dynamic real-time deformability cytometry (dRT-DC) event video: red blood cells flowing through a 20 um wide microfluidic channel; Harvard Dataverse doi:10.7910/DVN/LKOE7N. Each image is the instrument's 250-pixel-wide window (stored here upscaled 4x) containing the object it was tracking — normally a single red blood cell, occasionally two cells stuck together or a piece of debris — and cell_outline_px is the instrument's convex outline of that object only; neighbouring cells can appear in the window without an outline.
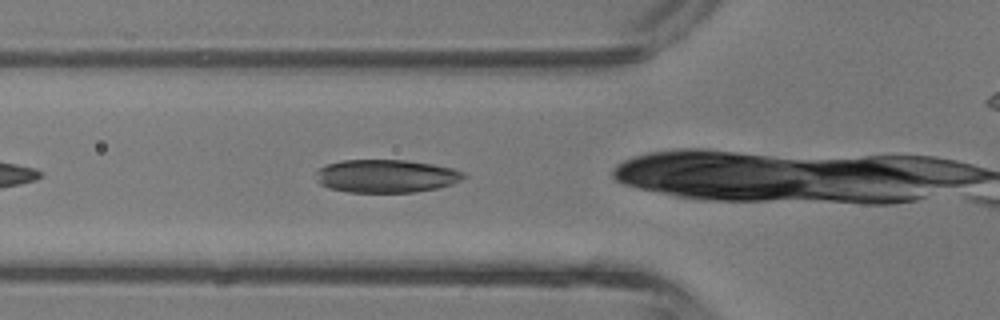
{"species": "common noctule bat (a hibernating species)", "species_latin": "Nyctalus noctula", "temperature_condition": "room temperature", "stored_images_in_passage": 22, "camera_frame_rate_fps": 3000, "um_per_image_px": 0.085, "animal": {"sex": "male", "body_mass_g": 13.3}, "frame": {"image": 1, "passage_image": 3, "time_ms": 0.667, "image_size_px": [1000, 320], "cell_outline_px": [[464, 176], [460, 180], [452, 184], [436, 188], [412, 192], [348, 192], [328, 188], [320, 184], [316, 180], [316, 172], [320, 168], [328, 164], [340, 160], [408, 160], [432, 164], [452, 168], [464, 172]], "centroid_in_image_um": [32.78, 14.96], "position_along_channel_um": 93.0, "area_um2": 28.38}}
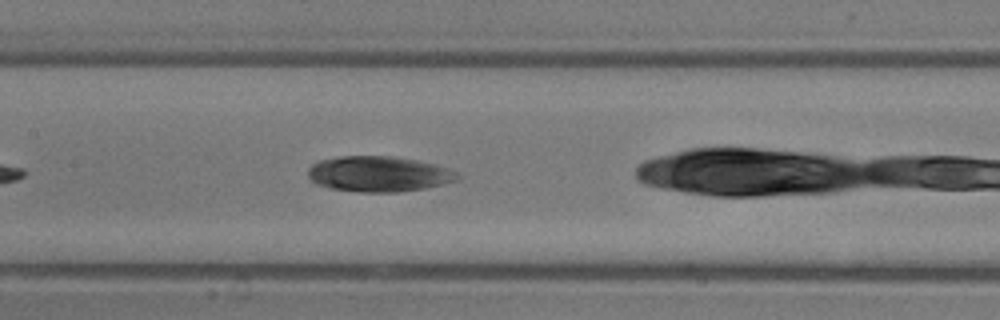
{"frame": {"image": 2, "passage_image": 8, "time_ms": 2.333, "image_size_px": [1000, 320], "cell_outline_px": [[460, 176], [456, 180], [424, 188], [396, 192], [360, 192], [332, 188], [316, 184], [308, 176], [308, 168], [312, 164], [320, 160], [340, 156], [392, 156], [416, 160], [432, 164], [456, 172]], "centroid_in_image_um": [32.13, 14.78], "position_along_channel_um": 175.3, "area_um2": 30.52}}
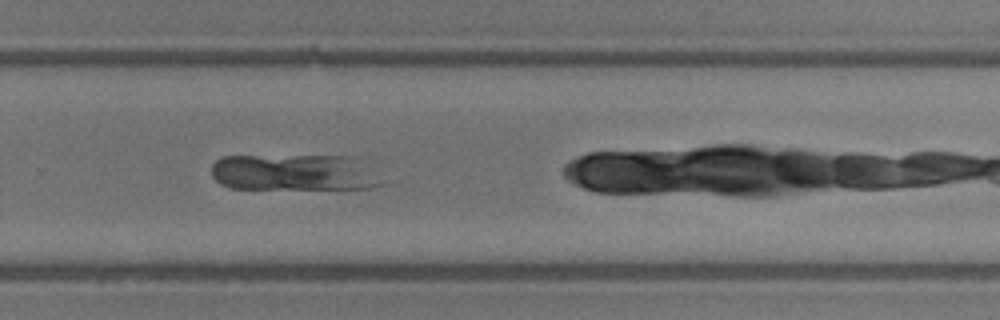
{"frame": {"image": 3, "passage_image": 16, "time_ms": 5.0, "image_size_px": [1000, 320], "cell_outline_px": [[384, 184], [372, 188], [228, 188], [220, 184], [212, 176], [212, 164], [220, 156], [352, 156]], "centroid_in_image_um": [24.87, 14.66], "position_along_channel_um": 304.9, "area_um2": 35.55}}